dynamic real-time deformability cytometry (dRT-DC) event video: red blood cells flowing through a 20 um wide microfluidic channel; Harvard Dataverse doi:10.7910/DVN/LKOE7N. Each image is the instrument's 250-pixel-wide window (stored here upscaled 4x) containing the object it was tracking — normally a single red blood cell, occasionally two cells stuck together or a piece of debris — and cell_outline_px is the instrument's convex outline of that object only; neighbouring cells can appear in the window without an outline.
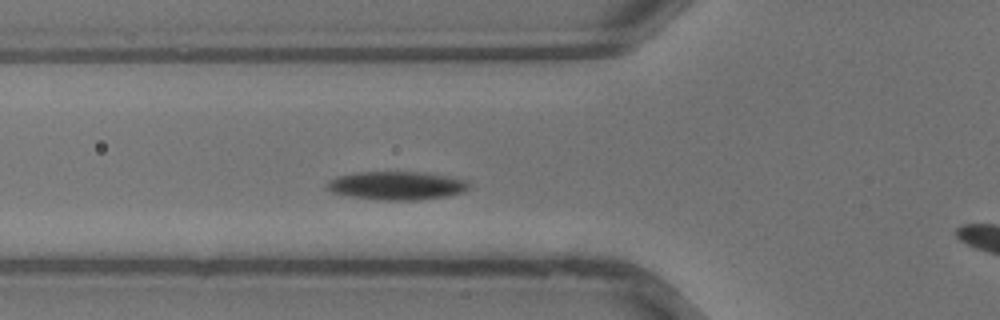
{"species": "common noctule bat (a hibernating species)", "species_latin": "Nyctalus noctula", "temperature_condition": "warm", "stored_images_in_passage": 27, "camera_frame_rate_fps": 3000, "um_per_image_px": 0.085, "animal": {"sex": "male", "body_mass_g": 13.3}, "frame": {"image": 1, "passage_image": 2, "time_ms": 0.333, "image_size_px": [1000, 320], "cell_outline_px": [[468, 188], [464, 192], [444, 196], [416, 200], [384, 200], [352, 196], [332, 192], [324, 188], [328, 180], [336, 176], [356, 172], [424, 172], [464, 180], [468, 184]], "centroid_in_image_um": [33.64, 15.77], "position_along_channel_um": 92.2, "area_um2": 23.24}}
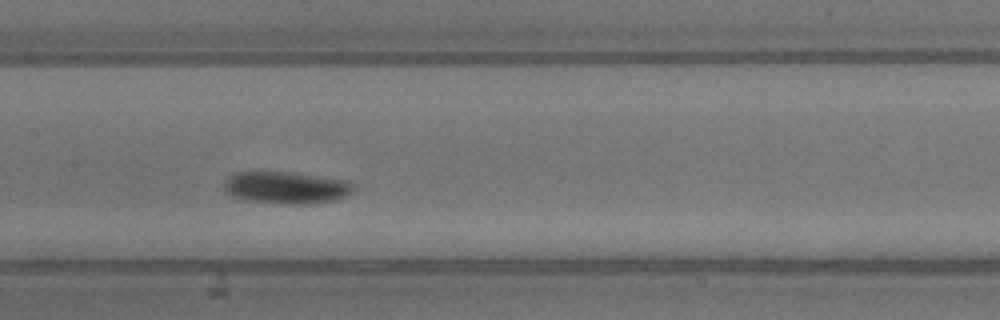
{"frame": {"image": 2, "passage_image": 7, "time_ms": 2.0, "image_size_px": [1000, 320], "cell_outline_px": [[356, 188], [348, 196], [336, 200], [308, 204], [288, 204], [252, 200], [232, 196], [224, 192], [224, 180], [228, 176], [236, 172], [292, 172], [352, 180], [356, 184]], "centroid_in_image_um": [24.42, 15.93], "position_along_channel_um": 183.0, "area_um2": 24.62}}
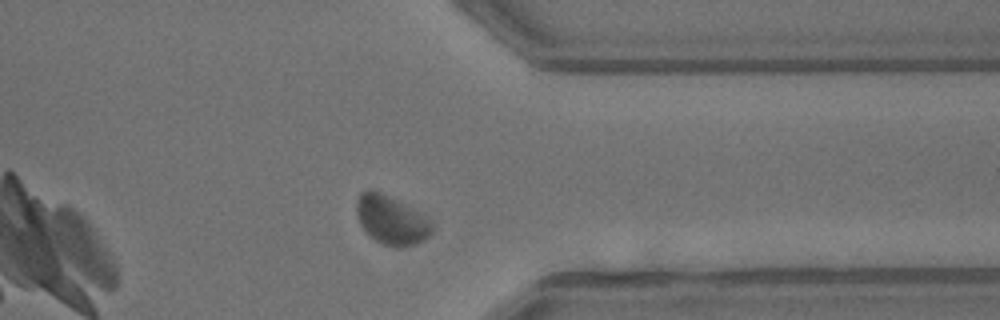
{"frame": {"image": 3, "passage_image": 18, "time_ms": 5.667, "image_size_px": [1000, 320], "cell_outline_px": [[436, 224], [432, 232], [424, 240], [400, 248], [396, 248], [384, 244], [376, 240], [360, 224], [356, 216], [356, 200], [360, 192], [380, 192]], "centroid_in_image_um": [33.25, 18.75], "position_along_channel_um": 378.2, "area_um2": 20.63}}